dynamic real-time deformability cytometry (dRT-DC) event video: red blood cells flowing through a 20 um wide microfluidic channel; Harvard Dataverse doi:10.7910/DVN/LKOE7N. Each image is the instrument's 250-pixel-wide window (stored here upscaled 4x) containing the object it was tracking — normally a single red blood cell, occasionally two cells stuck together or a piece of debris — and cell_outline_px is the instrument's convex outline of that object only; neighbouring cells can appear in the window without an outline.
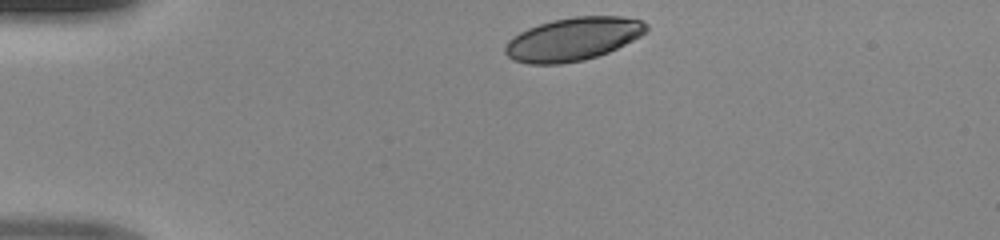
{"species": "human", "species_latin": "Homo sapiens", "temperature_condition": "room temperature", "stored_images_in_passage": 32, "camera_frame_rate_fps": 3000, "um_per_image_px": 0.085, "donor": {"sex": "male"}, "frame": {"image": 1, "passage_image": 1, "time_ms": 0.0, "image_size_px": [1000, 240], "cell_outline_px": [[648, 32], [608, 52], [584, 60], [560, 64], [528, 64], [512, 60], [504, 52], [504, 48], [508, 40], [520, 32], [528, 28], [552, 20], [576, 16], [620, 16], [640, 20], [648, 24]], "centroid_in_image_um": [48.7, 3.32], "position_along_channel_um": 36.3, "area_um2": 35.43}}
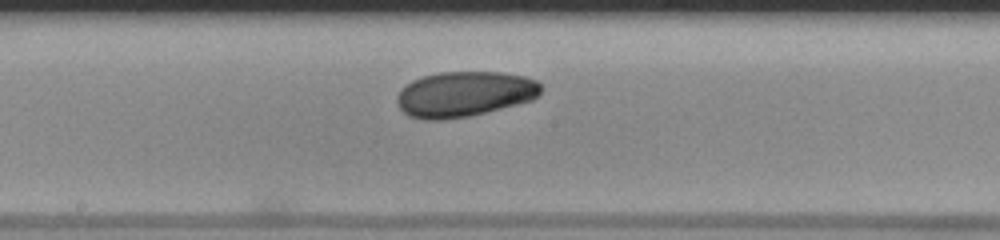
{"frame": {"image": 2, "passage_image": 17, "time_ms": 5.333, "image_size_px": [1000, 240], "cell_outline_px": [[544, 88], [532, 100], [468, 116], [444, 120], [424, 120], [408, 116], [400, 108], [396, 100], [396, 96], [400, 88], [412, 80], [424, 76], [440, 72], [500, 72], [524, 76], [536, 80]], "centroid_in_image_um": [39.44, 7.99], "position_along_channel_um": 208.8, "area_um2": 38.09}}
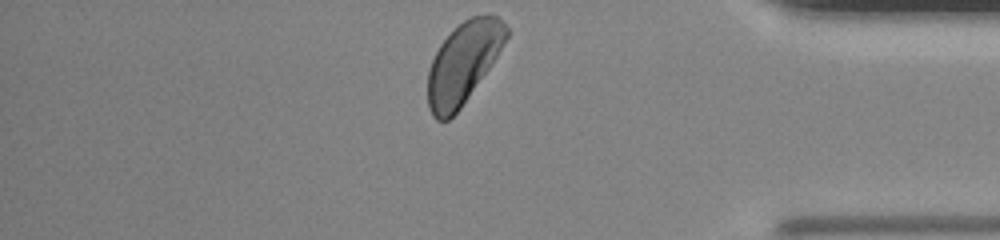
{"frame": {"image": 3, "passage_image": 32, "time_ms": 10.333, "image_size_px": [1000, 240], "cell_outline_px": [[508, 36], [496, 56], [488, 68], [460, 108], [448, 120], [436, 120], [432, 116], [428, 108], [428, 72], [432, 60], [440, 44], [464, 20], [472, 16], [496, 16], [508, 28]], "centroid_in_image_um": [39.34, 5.37], "position_along_channel_um": 395.9, "area_um2": 36.13}}